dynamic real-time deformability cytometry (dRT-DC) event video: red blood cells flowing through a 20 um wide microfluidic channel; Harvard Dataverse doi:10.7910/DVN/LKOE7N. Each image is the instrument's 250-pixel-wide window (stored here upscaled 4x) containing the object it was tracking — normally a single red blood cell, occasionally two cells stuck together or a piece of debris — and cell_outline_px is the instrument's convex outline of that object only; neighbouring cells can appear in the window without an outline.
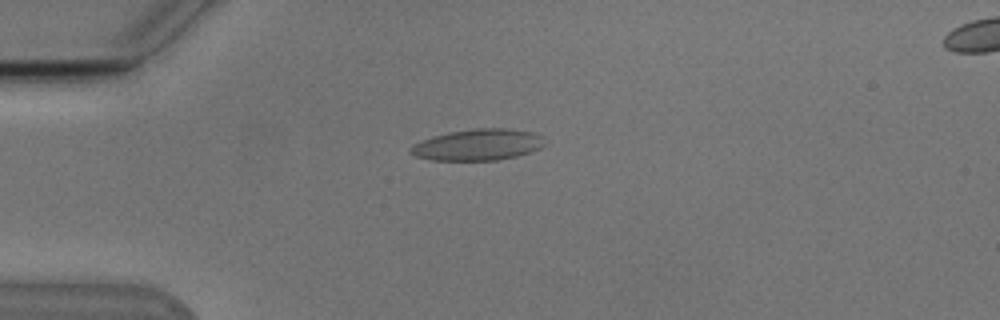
{"species": "Egyptian fruit bat (a non-hibernating species)", "species_latin": "Rousettus aegyptiacus", "temperature_condition": "cold", "stored_images_in_passage": 42, "camera_frame_rate_fps": 3000, "um_per_image_px": 0.085, "animal": {"sex": "male"}, "frame": {"image": 1, "passage_image": 2, "time_ms": 0.333, "image_size_px": [1000, 320], "cell_outline_px": [[544, 144], [540, 148], [516, 156], [496, 160], [432, 160], [416, 156], [408, 152], [408, 148], [412, 144], [432, 136], [448, 132], [476, 128], [508, 128], [532, 132], [544, 136]], "centroid_in_image_um": [40.59, 12.29], "position_along_channel_um": 44.4, "area_um2": 24.57}}
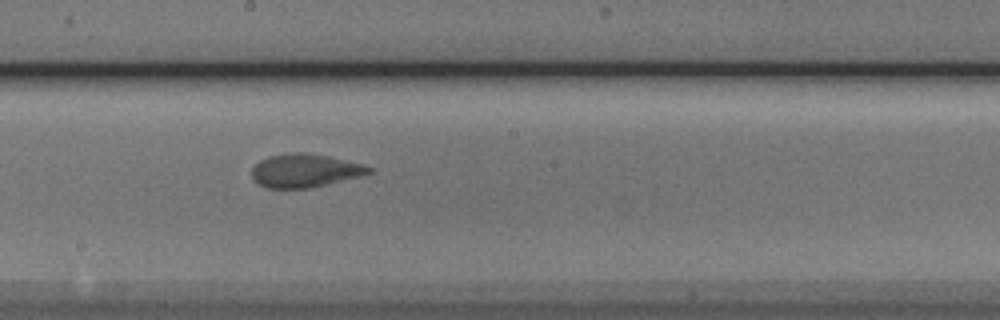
{"frame": {"image": 2, "passage_image": 18, "time_ms": 5.667, "image_size_px": [1000, 320], "cell_outline_px": [[372, 172], [360, 176], [308, 188], [268, 188], [260, 184], [252, 176], [252, 168], [260, 160], [268, 156], [292, 152], [300, 152], [328, 156], [364, 164], [372, 168]], "centroid_in_image_um": [25.92, 14.49], "position_along_channel_um": 222.3, "area_um2": 22.48}}
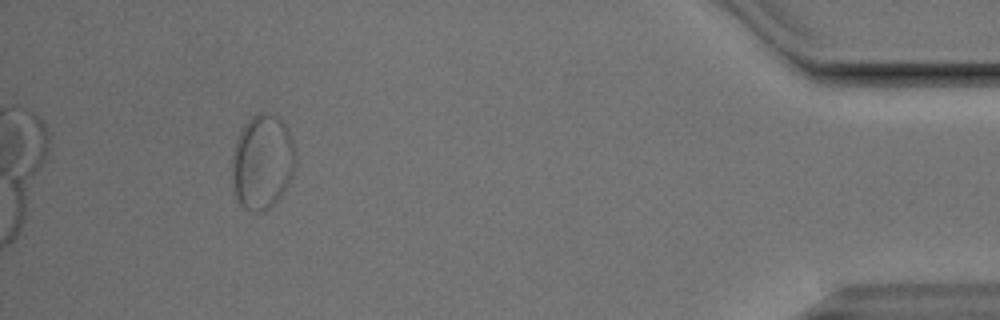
{"frame": {"image": 3, "passage_image": 38, "time_ms": 12.333, "image_size_px": [1000, 320], "cell_outline_px": [[296, 164], [292, 176], [288, 184], [280, 196], [264, 212], [256, 212], [244, 208], [240, 204], [236, 196], [232, 172], [232, 148], [244, 124], [256, 112], [264, 112], [276, 116], [288, 128], [292, 140], [296, 156]], "centroid_in_image_um": [22.3, 13.74], "position_along_channel_um": 412.9, "area_um2": 35.08}}